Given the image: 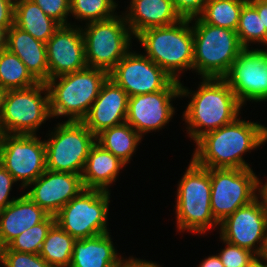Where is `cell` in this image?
I'll return each mask as SVG.
<instances>
[{
  "mask_svg": "<svg viewBox=\"0 0 267 267\" xmlns=\"http://www.w3.org/2000/svg\"><path fill=\"white\" fill-rule=\"evenodd\" d=\"M266 143L265 124L237 117L232 123L201 136L195 142L191 158L208 169H252L243 156Z\"/></svg>",
  "mask_w": 267,
  "mask_h": 267,
  "instance_id": "1",
  "label": "cell"
},
{
  "mask_svg": "<svg viewBox=\"0 0 267 267\" xmlns=\"http://www.w3.org/2000/svg\"><path fill=\"white\" fill-rule=\"evenodd\" d=\"M198 85L196 90H190L180 81L181 100L190 99L182 121L193 143L205 133L232 123L244 109L223 78H201Z\"/></svg>",
  "mask_w": 267,
  "mask_h": 267,
  "instance_id": "2",
  "label": "cell"
},
{
  "mask_svg": "<svg viewBox=\"0 0 267 267\" xmlns=\"http://www.w3.org/2000/svg\"><path fill=\"white\" fill-rule=\"evenodd\" d=\"M188 164L177 183L176 231L204 237L208 231L219 227L211 211L210 169L198 165L192 158Z\"/></svg>",
  "mask_w": 267,
  "mask_h": 267,
  "instance_id": "3",
  "label": "cell"
},
{
  "mask_svg": "<svg viewBox=\"0 0 267 267\" xmlns=\"http://www.w3.org/2000/svg\"><path fill=\"white\" fill-rule=\"evenodd\" d=\"M135 40L144 49V54L174 80L181 81L179 79L185 71L191 70L193 73L194 38L191 19L146 29Z\"/></svg>",
  "mask_w": 267,
  "mask_h": 267,
  "instance_id": "4",
  "label": "cell"
},
{
  "mask_svg": "<svg viewBox=\"0 0 267 267\" xmlns=\"http://www.w3.org/2000/svg\"><path fill=\"white\" fill-rule=\"evenodd\" d=\"M108 78L105 70L86 67L49 79L46 86L52 119L65 117L66 121H82Z\"/></svg>",
  "mask_w": 267,
  "mask_h": 267,
  "instance_id": "5",
  "label": "cell"
},
{
  "mask_svg": "<svg viewBox=\"0 0 267 267\" xmlns=\"http://www.w3.org/2000/svg\"><path fill=\"white\" fill-rule=\"evenodd\" d=\"M194 54L193 71L201 78H223L244 47L236 31L191 19Z\"/></svg>",
  "mask_w": 267,
  "mask_h": 267,
  "instance_id": "6",
  "label": "cell"
},
{
  "mask_svg": "<svg viewBox=\"0 0 267 267\" xmlns=\"http://www.w3.org/2000/svg\"><path fill=\"white\" fill-rule=\"evenodd\" d=\"M80 27L87 67L109 73L133 47L135 37L122 13L108 20L83 23Z\"/></svg>",
  "mask_w": 267,
  "mask_h": 267,
  "instance_id": "7",
  "label": "cell"
},
{
  "mask_svg": "<svg viewBox=\"0 0 267 267\" xmlns=\"http://www.w3.org/2000/svg\"><path fill=\"white\" fill-rule=\"evenodd\" d=\"M45 136L46 169L82 175L88 153L96 143V136L85 124L59 121Z\"/></svg>",
  "mask_w": 267,
  "mask_h": 267,
  "instance_id": "8",
  "label": "cell"
},
{
  "mask_svg": "<svg viewBox=\"0 0 267 267\" xmlns=\"http://www.w3.org/2000/svg\"><path fill=\"white\" fill-rule=\"evenodd\" d=\"M110 196L108 191L84 188L54 215L55 223L75 239L108 233Z\"/></svg>",
  "mask_w": 267,
  "mask_h": 267,
  "instance_id": "9",
  "label": "cell"
},
{
  "mask_svg": "<svg viewBox=\"0 0 267 267\" xmlns=\"http://www.w3.org/2000/svg\"><path fill=\"white\" fill-rule=\"evenodd\" d=\"M51 118L49 92L46 83L39 82L26 89L7 90L0 129L3 134L37 135Z\"/></svg>",
  "mask_w": 267,
  "mask_h": 267,
  "instance_id": "10",
  "label": "cell"
},
{
  "mask_svg": "<svg viewBox=\"0 0 267 267\" xmlns=\"http://www.w3.org/2000/svg\"><path fill=\"white\" fill-rule=\"evenodd\" d=\"M211 211L220 223L238 208L256 199L257 174L253 169H210Z\"/></svg>",
  "mask_w": 267,
  "mask_h": 267,
  "instance_id": "11",
  "label": "cell"
},
{
  "mask_svg": "<svg viewBox=\"0 0 267 267\" xmlns=\"http://www.w3.org/2000/svg\"><path fill=\"white\" fill-rule=\"evenodd\" d=\"M38 135L2 136L0 164L20 183L17 186L22 191L46 171L45 142Z\"/></svg>",
  "mask_w": 267,
  "mask_h": 267,
  "instance_id": "12",
  "label": "cell"
},
{
  "mask_svg": "<svg viewBox=\"0 0 267 267\" xmlns=\"http://www.w3.org/2000/svg\"><path fill=\"white\" fill-rule=\"evenodd\" d=\"M177 98L180 99V81L176 80L164 90L129 97L126 122L143 138L148 133L159 132L177 112L173 106Z\"/></svg>",
  "mask_w": 267,
  "mask_h": 267,
  "instance_id": "13",
  "label": "cell"
},
{
  "mask_svg": "<svg viewBox=\"0 0 267 267\" xmlns=\"http://www.w3.org/2000/svg\"><path fill=\"white\" fill-rule=\"evenodd\" d=\"M223 79L242 107L248 102H267V51L244 48Z\"/></svg>",
  "mask_w": 267,
  "mask_h": 267,
  "instance_id": "14",
  "label": "cell"
},
{
  "mask_svg": "<svg viewBox=\"0 0 267 267\" xmlns=\"http://www.w3.org/2000/svg\"><path fill=\"white\" fill-rule=\"evenodd\" d=\"M219 237L245 248L257 257L267 252V212L256 198L219 223Z\"/></svg>",
  "mask_w": 267,
  "mask_h": 267,
  "instance_id": "15",
  "label": "cell"
},
{
  "mask_svg": "<svg viewBox=\"0 0 267 267\" xmlns=\"http://www.w3.org/2000/svg\"><path fill=\"white\" fill-rule=\"evenodd\" d=\"M109 78L129 97L164 90L174 80L143 52L132 49L109 72Z\"/></svg>",
  "mask_w": 267,
  "mask_h": 267,
  "instance_id": "16",
  "label": "cell"
},
{
  "mask_svg": "<svg viewBox=\"0 0 267 267\" xmlns=\"http://www.w3.org/2000/svg\"><path fill=\"white\" fill-rule=\"evenodd\" d=\"M83 189L81 175L46 169L24 193L49 215H55Z\"/></svg>",
  "mask_w": 267,
  "mask_h": 267,
  "instance_id": "17",
  "label": "cell"
},
{
  "mask_svg": "<svg viewBox=\"0 0 267 267\" xmlns=\"http://www.w3.org/2000/svg\"><path fill=\"white\" fill-rule=\"evenodd\" d=\"M49 79L87 67L82 29L61 26L46 42Z\"/></svg>",
  "mask_w": 267,
  "mask_h": 267,
  "instance_id": "18",
  "label": "cell"
},
{
  "mask_svg": "<svg viewBox=\"0 0 267 267\" xmlns=\"http://www.w3.org/2000/svg\"><path fill=\"white\" fill-rule=\"evenodd\" d=\"M128 98V94L108 78L82 122L95 136L126 122Z\"/></svg>",
  "mask_w": 267,
  "mask_h": 267,
  "instance_id": "19",
  "label": "cell"
},
{
  "mask_svg": "<svg viewBox=\"0 0 267 267\" xmlns=\"http://www.w3.org/2000/svg\"><path fill=\"white\" fill-rule=\"evenodd\" d=\"M129 1L122 14L134 37L146 29L170 26L182 19L171 0Z\"/></svg>",
  "mask_w": 267,
  "mask_h": 267,
  "instance_id": "20",
  "label": "cell"
},
{
  "mask_svg": "<svg viewBox=\"0 0 267 267\" xmlns=\"http://www.w3.org/2000/svg\"><path fill=\"white\" fill-rule=\"evenodd\" d=\"M3 46L19 57L38 82L49 80L46 43L13 24L3 35Z\"/></svg>",
  "mask_w": 267,
  "mask_h": 267,
  "instance_id": "21",
  "label": "cell"
},
{
  "mask_svg": "<svg viewBox=\"0 0 267 267\" xmlns=\"http://www.w3.org/2000/svg\"><path fill=\"white\" fill-rule=\"evenodd\" d=\"M0 212V249L7 247L22 232L43 222L49 214L25 193Z\"/></svg>",
  "mask_w": 267,
  "mask_h": 267,
  "instance_id": "22",
  "label": "cell"
},
{
  "mask_svg": "<svg viewBox=\"0 0 267 267\" xmlns=\"http://www.w3.org/2000/svg\"><path fill=\"white\" fill-rule=\"evenodd\" d=\"M111 232L76 239L69 267H112L126 258L118 253Z\"/></svg>",
  "mask_w": 267,
  "mask_h": 267,
  "instance_id": "23",
  "label": "cell"
},
{
  "mask_svg": "<svg viewBox=\"0 0 267 267\" xmlns=\"http://www.w3.org/2000/svg\"><path fill=\"white\" fill-rule=\"evenodd\" d=\"M125 167V163L96 142L88 153L81 175L83 186L111 192L110 186L115 184Z\"/></svg>",
  "mask_w": 267,
  "mask_h": 267,
  "instance_id": "24",
  "label": "cell"
},
{
  "mask_svg": "<svg viewBox=\"0 0 267 267\" xmlns=\"http://www.w3.org/2000/svg\"><path fill=\"white\" fill-rule=\"evenodd\" d=\"M14 25L43 43H46L61 27L32 0H15Z\"/></svg>",
  "mask_w": 267,
  "mask_h": 267,
  "instance_id": "25",
  "label": "cell"
},
{
  "mask_svg": "<svg viewBox=\"0 0 267 267\" xmlns=\"http://www.w3.org/2000/svg\"><path fill=\"white\" fill-rule=\"evenodd\" d=\"M143 137L127 122L103 130L96 136V142L111 152L127 166Z\"/></svg>",
  "mask_w": 267,
  "mask_h": 267,
  "instance_id": "26",
  "label": "cell"
},
{
  "mask_svg": "<svg viewBox=\"0 0 267 267\" xmlns=\"http://www.w3.org/2000/svg\"><path fill=\"white\" fill-rule=\"evenodd\" d=\"M75 240L55 223L48 231L39 255L51 267H69Z\"/></svg>",
  "mask_w": 267,
  "mask_h": 267,
  "instance_id": "27",
  "label": "cell"
},
{
  "mask_svg": "<svg viewBox=\"0 0 267 267\" xmlns=\"http://www.w3.org/2000/svg\"><path fill=\"white\" fill-rule=\"evenodd\" d=\"M39 83L25 64L4 46L0 49V86L6 90L26 89Z\"/></svg>",
  "mask_w": 267,
  "mask_h": 267,
  "instance_id": "28",
  "label": "cell"
},
{
  "mask_svg": "<svg viewBox=\"0 0 267 267\" xmlns=\"http://www.w3.org/2000/svg\"><path fill=\"white\" fill-rule=\"evenodd\" d=\"M248 0H210L198 16L204 23L236 31L243 5Z\"/></svg>",
  "mask_w": 267,
  "mask_h": 267,
  "instance_id": "29",
  "label": "cell"
},
{
  "mask_svg": "<svg viewBox=\"0 0 267 267\" xmlns=\"http://www.w3.org/2000/svg\"><path fill=\"white\" fill-rule=\"evenodd\" d=\"M236 33L244 48H252L254 44H258L257 48L260 46L264 48L267 45V32L262 30V22L257 10L248 1L241 9Z\"/></svg>",
  "mask_w": 267,
  "mask_h": 267,
  "instance_id": "30",
  "label": "cell"
},
{
  "mask_svg": "<svg viewBox=\"0 0 267 267\" xmlns=\"http://www.w3.org/2000/svg\"><path fill=\"white\" fill-rule=\"evenodd\" d=\"M116 0H70V18L81 24L104 21L113 18L118 13ZM116 11V12H115Z\"/></svg>",
  "mask_w": 267,
  "mask_h": 267,
  "instance_id": "31",
  "label": "cell"
},
{
  "mask_svg": "<svg viewBox=\"0 0 267 267\" xmlns=\"http://www.w3.org/2000/svg\"><path fill=\"white\" fill-rule=\"evenodd\" d=\"M54 224L55 216L49 215L43 222L22 232L7 247L17 252L39 254L48 231Z\"/></svg>",
  "mask_w": 267,
  "mask_h": 267,
  "instance_id": "32",
  "label": "cell"
},
{
  "mask_svg": "<svg viewBox=\"0 0 267 267\" xmlns=\"http://www.w3.org/2000/svg\"><path fill=\"white\" fill-rule=\"evenodd\" d=\"M219 241H221L225 247L221 248L219 253L216 254L225 267H248L257 257L250 250L230 244L222 238H220Z\"/></svg>",
  "mask_w": 267,
  "mask_h": 267,
  "instance_id": "33",
  "label": "cell"
},
{
  "mask_svg": "<svg viewBox=\"0 0 267 267\" xmlns=\"http://www.w3.org/2000/svg\"><path fill=\"white\" fill-rule=\"evenodd\" d=\"M0 260L2 267H51L39 254L17 252L8 247L0 249Z\"/></svg>",
  "mask_w": 267,
  "mask_h": 267,
  "instance_id": "34",
  "label": "cell"
},
{
  "mask_svg": "<svg viewBox=\"0 0 267 267\" xmlns=\"http://www.w3.org/2000/svg\"><path fill=\"white\" fill-rule=\"evenodd\" d=\"M50 18L58 22L61 26L74 25L81 26L79 22H71L70 0H32Z\"/></svg>",
  "mask_w": 267,
  "mask_h": 267,
  "instance_id": "35",
  "label": "cell"
},
{
  "mask_svg": "<svg viewBox=\"0 0 267 267\" xmlns=\"http://www.w3.org/2000/svg\"><path fill=\"white\" fill-rule=\"evenodd\" d=\"M182 19L198 17L210 0H171Z\"/></svg>",
  "mask_w": 267,
  "mask_h": 267,
  "instance_id": "36",
  "label": "cell"
},
{
  "mask_svg": "<svg viewBox=\"0 0 267 267\" xmlns=\"http://www.w3.org/2000/svg\"><path fill=\"white\" fill-rule=\"evenodd\" d=\"M17 183L13 176L0 164V212L20 197L11 196L10 193L13 190L14 184Z\"/></svg>",
  "mask_w": 267,
  "mask_h": 267,
  "instance_id": "37",
  "label": "cell"
},
{
  "mask_svg": "<svg viewBox=\"0 0 267 267\" xmlns=\"http://www.w3.org/2000/svg\"><path fill=\"white\" fill-rule=\"evenodd\" d=\"M15 0H0V35L3 36L14 24Z\"/></svg>",
  "mask_w": 267,
  "mask_h": 267,
  "instance_id": "38",
  "label": "cell"
},
{
  "mask_svg": "<svg viewBox=\"0 0 267 267\" xmlns=\"http://www.w3.org/2000/svg\"><path fill=\"white\" fill-rule=\"evenodd\" d=\"M119 267H162V265L157 264L156 262L143 260L132 256L125 258L120 264Z\"/></svg>",
  "mask_w": 267,
  "mask_h": 267,
  "instance_id": "39",
  "label": "cell"
},
{
  "mask_svg": "<svg viewBox=\"0 0 267 267\" xmlns=\"http://www.w3.org/2000/svg\"><path fill=\"white\" fill-rule=\"evenodd\" d=\"M248 2L257 10L262 22V30L267 32V3L263 0H248Z\"/></svg>",
  "mask_w": 267,
  "mask_h": 267,
  "instance_id": "40",
  "label": "cell"
},
{
  "mask_svg": "<svg viewBox=\"0 0 267 267\" xmlns=\"http://www.w3.org/2000/svg\"><path fill=\"white\" fill-rule=\"evenodd\" d=\"M267 178V177H266ZM256 198L261 202L262 207L267 212V180L264 183L257 175V192Z\"/></svg>",
  "mask_w": 267,
  "mask_h": 267,
  "instance_id": "41",
  "label": "cell"
},
{
  "mask_svg": "<svg viewBox=\"0 0 267 267\" xmlns=\"http://www.w3.org/2000/svg\"><path fill=\"white\" fill-rule=\"evenodd\" d=\"M200 264L197 265V267H225L219 256L214 253V255H209L208 257H205Z\"/></svg>",
  "mask_w": 267,
  "mask_h": 267,
  "instance_id": "42",
  "label": "cell"
},
{
  "mask_svg": "<svg viewBox=\"0 0 267 267\" xmlns=\"http://www.w3.org/2000/svg\"><path fill=\"white\" fill-rule=\"evenodd\" d=\"M248 267H267V258L265 256L256 257Z\"/></svg>",
  "mask_w": 267,
  "mask_h": 267,
  "instance_id": "43",
  "label": "cell"
},
{
  "mask_svg": "<svg viewBox=\"0 0 267 267\" xmlns=\"http://www.w3.org/2000/svg\"><path fill=\"white\" fill-rule=\"evenodd\" d=\"M6 93H7V90L0 86V117L3 112Z\"/></svg>",
  "mask_w": 267,
  "mask_h": 267,
  "instance_id": "44",
  "label": "cell"
},
{
  "mask_svg": "<svg viewBox=\"0 0 267 267\" xmlns=\"http://www.w3.org/2000/svg\"><path fill=\"white\" fill-rule=\"evenodd\" d=\"M3 47V36L0 35V49Z\"/></svg>",
  "mask_w": 267,
  "mask_h": 267,
  "instance_id": "45",
  "label": "cell"
},
{
  "mask_svg": "<svg viewBox=\"0 0 267 267\" xmlns=\"http://www.w3.org/2000/svg\"><path fill=\"white\" fill-rule=\"evenodd\" d=\"M2 136H3V132H2V130L0 129V146H1Z\"/></svg>",
  "mask_w": 267,
  "mask_h": 267,
  "instance_id": "46",
  "label": "cell"
}]
</instances>
